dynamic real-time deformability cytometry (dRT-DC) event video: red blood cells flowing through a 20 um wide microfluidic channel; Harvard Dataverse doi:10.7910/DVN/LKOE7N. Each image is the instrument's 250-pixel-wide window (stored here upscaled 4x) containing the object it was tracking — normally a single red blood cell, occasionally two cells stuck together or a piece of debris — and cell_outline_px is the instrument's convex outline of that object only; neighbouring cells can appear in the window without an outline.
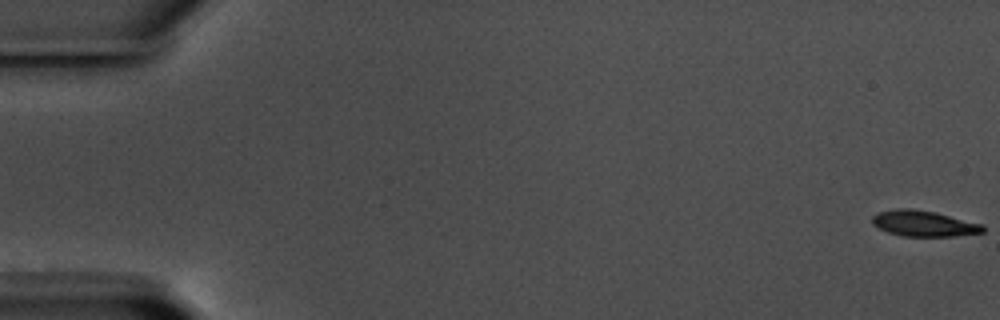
{"species": "common noctule bat (a hibernating species)", "species_latin": "Nyctalus noctula", "temperature_condition": "warm", "stored_images_in_passage": 59, "camera_frame_rate_fps": 3000, "um_per_image_px": 0.085, "animal": {"sex": "male", "body_mass_g": 17.5, "forearm_length_mm": 52.3}, "frame": {"image": 1, "passage_image": 1, "time_ms": 0.0, "image_size_px": [1000, 320], "cell_outline_px": [[984, 232], [952, 236], [904, 236], [888, 232], [872, 224], [872, 216], [876, 212], [896, 208], [912, 208], [936, 212], [984, 224]], "centroid_in_image_um": [78.51, 18.98], "position_along_channel_um": 6.5, "area_um2": 16.76}}
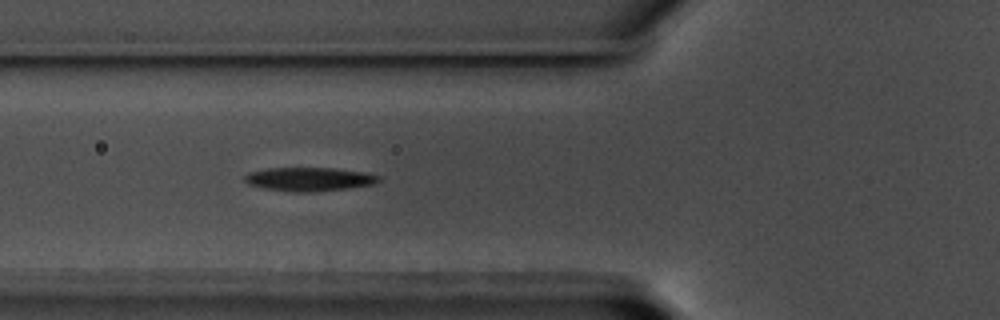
{"frame": {"image": 2, "passage_image": 23, "time_ms": 7.333, "image_size_px": [1000, 320], "cell_outline_px": [[380, 180], [376, 184], [348, 188], [316, 192], [292, 192], [264, 188], [248, 184], [244, 180], [244, 176], [248, 172], [264, 168], [332, 168], [364, 172], [380, 176]], "centroid_in_image_um": [26.27, 15.23], "position_along_channel_um": 99.5, "area_um2": 18.67}}
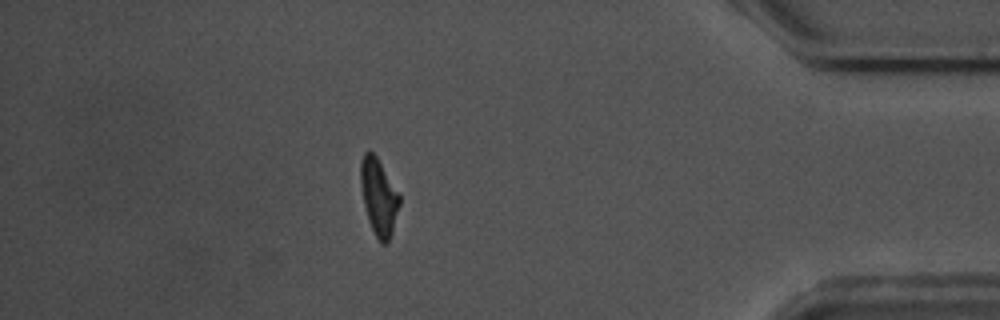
{"frame": {"image": 3, "passage_image": 52, "time_ms": 17.0, "image_size_px": [1000, 320], "cell_outline_px": [[400, 204], [392, 232], [388, 244], [380, 244], [368, 220], [364, 204], [360, 184], [360, 160], [364, 152], [368, 148], [376, 156], [400, 196]], "centroid_in_image_um": [32.17, 16.73], "position_along_channel_um": 403.0, "area_um2": 17.28}, "authors_computed_cell_mechanics": {"area_um2": 17.7446, "velocity_mm_per_s": 3.5569, "shape_relaxation_time_tau1_ms": 3.2895, "shape_relaxation_time_tau2_ms": 5.5922, "deformation_change_tau1": 0.1824, "deformation_change_tau2": 0.1615}}